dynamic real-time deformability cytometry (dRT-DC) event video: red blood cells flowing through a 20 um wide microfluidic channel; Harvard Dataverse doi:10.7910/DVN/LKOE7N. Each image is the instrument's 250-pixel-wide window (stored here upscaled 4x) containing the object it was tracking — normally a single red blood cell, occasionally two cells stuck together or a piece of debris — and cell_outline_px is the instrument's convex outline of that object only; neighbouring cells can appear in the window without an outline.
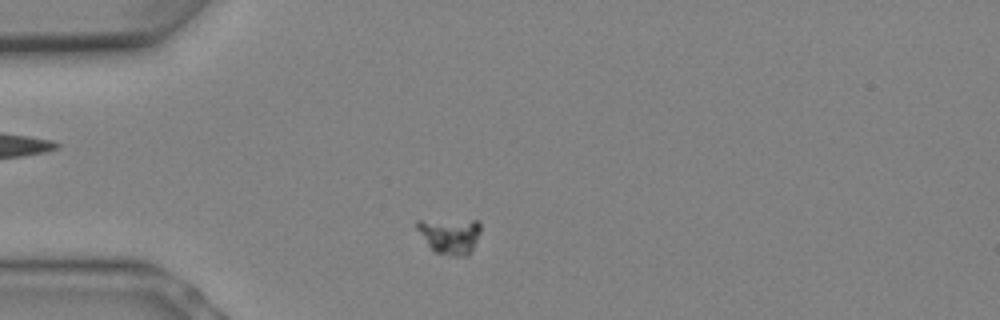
{"species": "Egyptian fruit bat (a non-hibernating species)", "species_latin": "Rousettus aegyptiacus", "temperature_condition": "warm", "stored_images_in_passage": 7, "camera_frame_rate_fps": 3000, "um_per_image_px": 0.085, "animal": {"sex": "female"}, "frame": {"image": 1, "passage_image": 2, "time_ms": 0.333, "image_size_px": [1000, 320], "cell_outline_px": [[480, 232], [468, 256], [452, 256], [432, 252], [416, 228], [416, 220], [476, 220], [480, 224]], "centroid_in_image_um": [38.21, 20.04], "position_along_channel_um": 46.8, "area_um2": 13.41}}
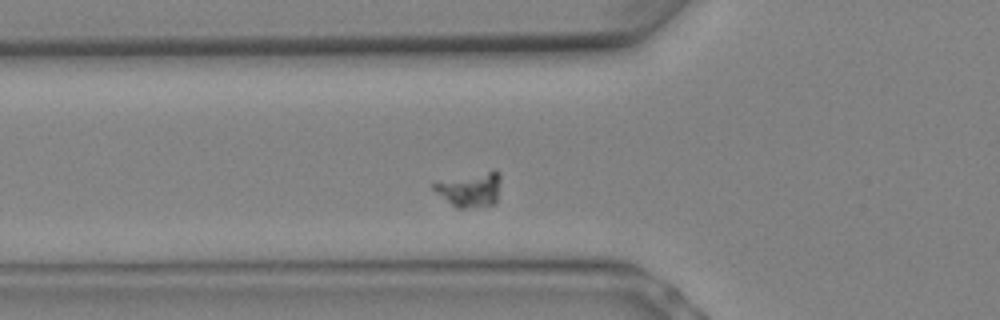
{"frame": {"image": 2, "passage_image": 4, "time_ms": 1.0, "image_size_px": [1000, 320], "cell_outline_px": [[500, 180], [496, 204], [464, 208], [456, 208], [436, 192], [432, 188], [432, 184], [492, 168], [500, 172]], "centroid_in_image_um": [40.02, 16.09], "position_along_channel_um": 85.8, "area_um2": 13.47}}